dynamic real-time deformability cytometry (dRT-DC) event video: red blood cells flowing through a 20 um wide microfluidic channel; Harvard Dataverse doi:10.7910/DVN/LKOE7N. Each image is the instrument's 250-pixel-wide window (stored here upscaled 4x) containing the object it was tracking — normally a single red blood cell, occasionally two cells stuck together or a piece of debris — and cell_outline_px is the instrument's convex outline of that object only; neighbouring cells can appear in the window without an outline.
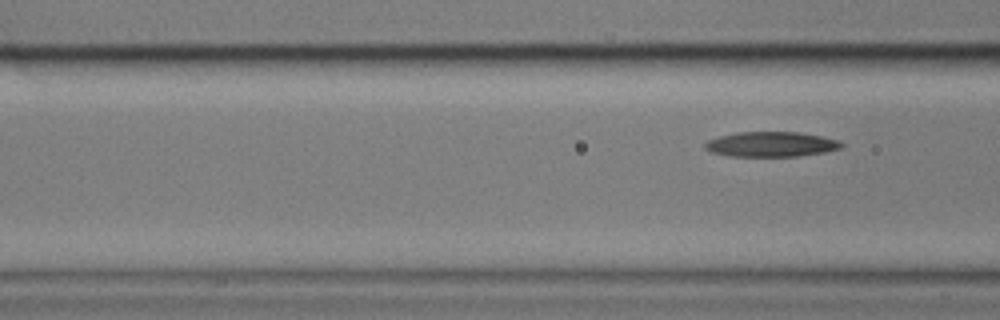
{"species": "common noctule bat (a hibernating species)", "species_latin": "Nyctalus noctula", "temperature_condition": "cold", "stored_images_in_passage": 8, "segment_of_instrument_passage": [2, 2], "camera_frame_rate_fps": 3000, "um_per_image_px": 0.085, "animal": {"sex": "male", "body_mass_g": 17.9}, "frame": {"image": 1, "passage_image": 8, "time_ms": 8.667, "image_size_px": [1000, 320], "cell_outline_px": [[844, 148], [824, 152], [796, 156], [728, 156], [712, 152], [704, 148], [704, 144], [708, 140], [720, 136], [736, 132], [800, 132], [824, 136], [840, 140], [844, 144]], "centroid_in_image_um": [65.6, 12.25], "position_along_channel_um": 101.0, "area_um2": 20.06}}